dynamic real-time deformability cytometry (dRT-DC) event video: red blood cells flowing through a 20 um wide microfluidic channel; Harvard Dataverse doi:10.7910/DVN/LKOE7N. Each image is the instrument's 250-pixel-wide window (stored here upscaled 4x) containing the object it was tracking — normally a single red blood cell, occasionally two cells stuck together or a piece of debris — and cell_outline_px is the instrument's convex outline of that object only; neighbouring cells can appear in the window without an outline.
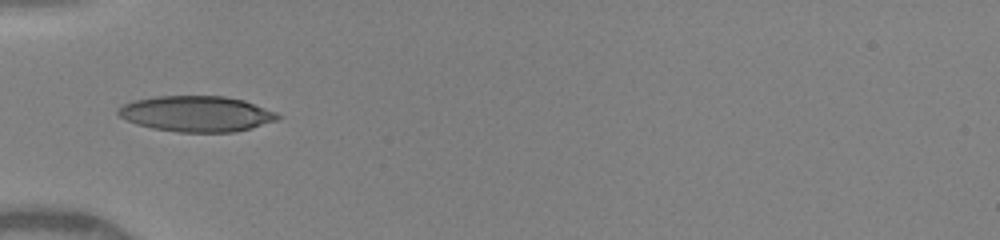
{"species": "human", "species_latin": "Homo sapiens", "temperature_condition": "warm", "stored_images_in_passage": 36, "camera_frame_rate_fps": 3000, "um_per_image_px": 0.085, "donor": {"sex": "female"}, "frame": {"image": 1, "passage_image": 1, "time_ms": 0.0, "image_size_px": [1000, 240], "cell_outline_px": [[280, 116], [276, 120], [236, 132], [180, 132], [152, 128], [136, 124], [120, 116], [116, 112], [116, 108], [132, 100], [156, 96], [224, 96], [244, 100], [276, 112]], "centroid_in_image_um": [16.66, 9.66], "position_along_channel_um": 68.3, "area_um2": 33.12}}
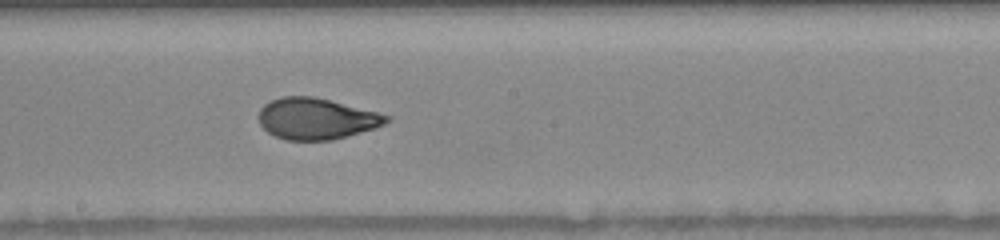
{"frame": {"image": 2, "passage_image": 15, "time_ms": 3.667, "image_size_px": [1000, 240], "cell_outline_px": [[392, 120], [376, 128], [332, 140], [284, 140], [268, 132], [260, 124], [260, 108], [264, 104], [280, 96], [312, 96], [392, 116]], "centroid_in_image_um": [26.9, 10.09], "position_along_channel_um": 221.3, "area_um2": 30.52}}
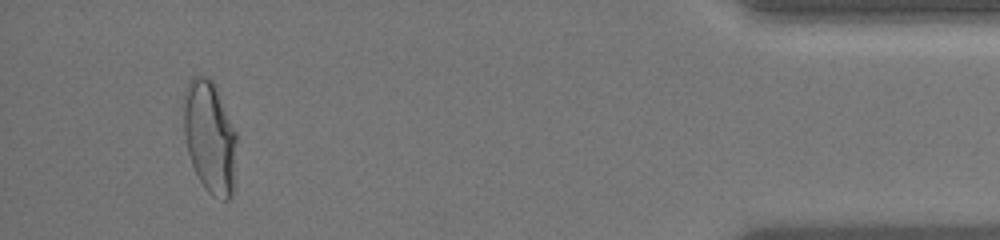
{"frame": {"image": 3, "passage_image": 34, "time_ms": 9.667, "image_size_px": [1000, 240], "cell_outline_px": [[236, 140], [232, 196], [228, 200], [224, 200], [212, 196], [204, 188], [192, 164], [188, 152], [184, 136], [184, 88], [188, 80], [192, 76], [208, 76], [212, 80], [216, 88], [236, 132]], "centroid_in_image_um": [17.81, 11.63], "position_along_channel_um": 417.4, "area_um2": 34.56}, "authors_computed_cell_mechanics": {"area_um2": 31.1831, "velocity_mm_per_s": 4.1943, "shape_relaxation_time_tau1_ms": 4.7096, "shape_relaxation_time_tau2_ms": null, "deformation_change_tau1": 0.2023, "deformation_change_tau2": null}}